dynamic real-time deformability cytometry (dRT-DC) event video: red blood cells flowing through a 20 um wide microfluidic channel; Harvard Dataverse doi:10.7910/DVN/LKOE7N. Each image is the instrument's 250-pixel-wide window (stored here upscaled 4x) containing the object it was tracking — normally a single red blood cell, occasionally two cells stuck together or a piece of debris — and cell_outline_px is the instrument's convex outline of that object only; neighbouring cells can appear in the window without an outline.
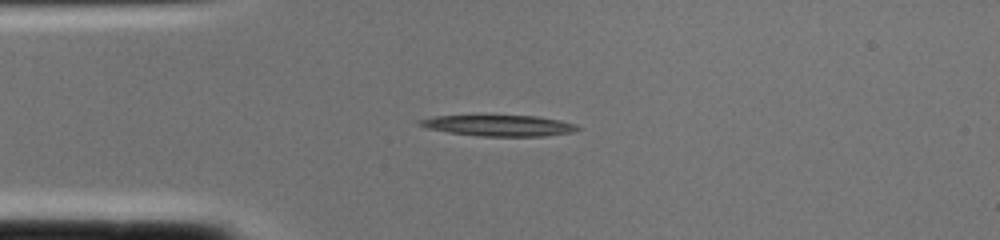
{"species": "common noctule bat (a hibernating species)", "species_latin": "Nyctalus noctula", "temperature_condition": "cold", "stored_images_in_passage": 1, "camera_frame_rate_fps": 3000, "um_per_image_px": 0.085, "animal": {"sex": "female", "body_mass_g": 22.0, "forearm_length_mm": 56.7}, "frame": {"image": 1, "passage_image": 1, "time_ms": 0.0, "image_size_px": [1000, 240], "cell_outline_px": [[580, 128], [572, 132], [544, 136], [480, 136], [448, 132], [428, 128], [416, 124], [416, 120], [436, 116], [536, 116], [560, 120], [576, 124]], "centroid_in_image_um": [42.4, 10.67], "position_along_channel_um": 42.6, "area_um2": 19.13}}